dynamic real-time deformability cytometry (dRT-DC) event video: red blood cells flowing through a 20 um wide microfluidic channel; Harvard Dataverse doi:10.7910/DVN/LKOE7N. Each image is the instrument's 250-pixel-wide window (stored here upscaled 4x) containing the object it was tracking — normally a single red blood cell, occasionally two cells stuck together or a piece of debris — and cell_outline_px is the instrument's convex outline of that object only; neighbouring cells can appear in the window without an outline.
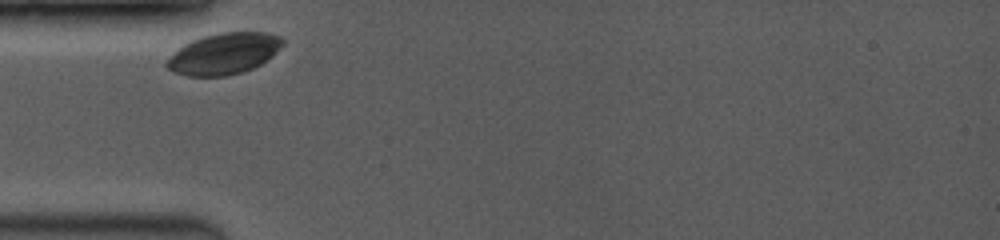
{"species": "common noctule bat (a hibernating species)", "species_latin": "Nyctalus noctula", "temperature_condition": "room temperature", "stored_images_in_passage": 5, "camera_frame_rate_fps": 3500, "um_per_image_px": 0.085, "animal": {"sex": "female", "body_mass_g": 19.0, "forearm_length_mm": 53.3}, "frame": {"image": 1, "passage_image": 1, "time_ms": 0.0, "image_size_px": [1000, 240], "cell_outline_px": [[284, 44], [268, 60], [252, 68], [240, 72], [224, 76], [188, 76], [176, 72], [168, 68], [164, 64], [184, 44], [192, 40], [204, 36], [220, 32], [268, 32], [280, 36], [284, 40]], "centroid_in_image_um": [19.08, 4.55], "position_along_channel_um": 65.9, "area_um2": 27.57}}
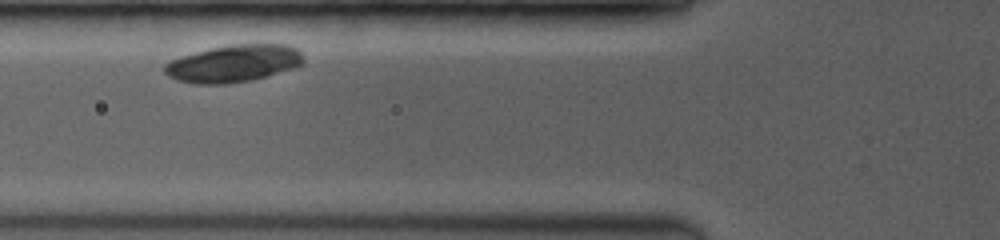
{"frame": {"image": 2, "passage_image": 2, "time_ms": 1.143, "image_size_px": [1000, 240], "cell_outline_px": [[304, 64], [292, 68], [252, 80], [228, 84], [196, 84], [176, 80], [168, 76], [164, 72], [164, 64], [180, 56], [208, 48], [228, 44], [288, 44], [296, 48], [304, 56]], "centroid_in_image_um": [19.84, 5.39], "position_along_channel_um": 106.0, "area_um2": 30.4}}
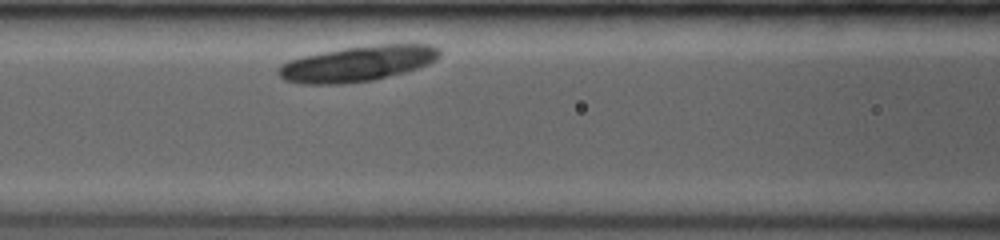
{"frame": {"image": 3, "passage_image": 5, "time_ms": 2.0, "image_size_px": [1000, 240], "cell_outline_px": [[440, 56], [436, 60], [428, 64], [404, 72], [376, 80], [344, 84], [300, 84], [284, 80], [276, 72], [276, 68], [280, 64], [288, 60], [304, 56], [340, 48], [380, 44], [432, 44], [440, 48]], "centroid_in_image_um": [30.38, 5.41], "position_along_channel_um": 136.2, "area_um2": 33.76}}